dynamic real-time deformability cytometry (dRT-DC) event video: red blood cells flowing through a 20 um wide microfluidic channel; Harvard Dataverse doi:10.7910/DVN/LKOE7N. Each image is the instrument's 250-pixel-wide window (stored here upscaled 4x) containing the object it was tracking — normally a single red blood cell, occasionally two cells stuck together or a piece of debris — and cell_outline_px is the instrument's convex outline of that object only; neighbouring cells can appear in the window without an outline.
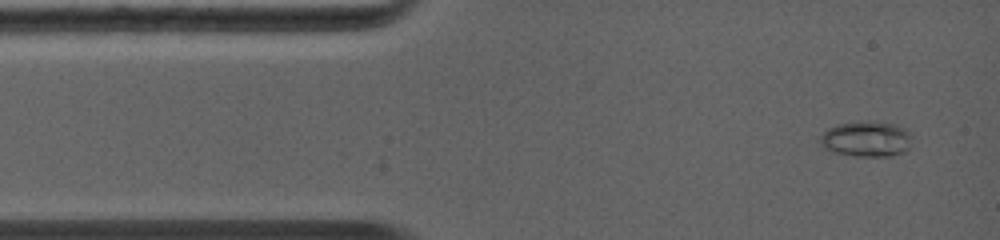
{"species": "common noctule bat (a hibernating species)", "species_latin": "Nyctalus noctula", "temperature_condition": "warm", "stored_images_in_passage": 47, "camera_frame_rate_fps": 5000, "um_per_image_px": 0.085, "animal": {"sex": "female", "body_mass_g": 19.0, "forearm_length_mm": 56.7}, "frame": {"image": 1, "passage_image": 4, "time_ms": 0.6, "image_size_px": [1000, 240], "cell_outline_px": [[912, 136], [908, 148], [904, 152], [888, 156], [860, 156], [836, 152], [828, 148], [820, 140], [820, 136], [828, 128], [836, 124], [896, 124], [904, 128]], "centroid_in_image_um": [73.69, 11.85], "position_along_channel_um": 11.3, "area_um2": 17.92}}
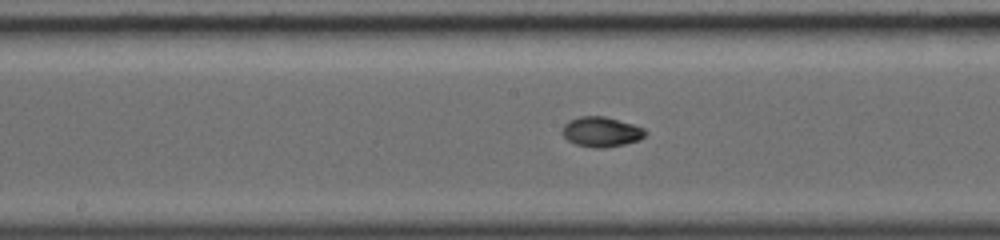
{"frame": {"image": 2, "passage_image": 26, "time_ms": 6.0, "image_size_px": [1000, 240], "cell_outline_px": [[648, 132], [640, 140], [624, 144], [604, 148], [592, 148], [576, 144], [568, 140], [560, 132], [564, 124], [580, 116], [604, 116], [632, 124], [644, 128]], "centroid_in_image_um": [51.11, 11.21], "position_along_channel_um": 197.1, "area_um2": 14.51}}
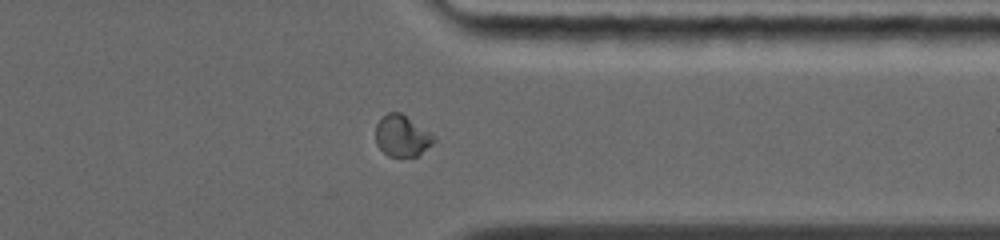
{"frame": {"image": 3, "passage_image": 39, "time_ms": 10.0, "image_size_px": [1000, 240], "cell_outline_px": [[436, 140], [432, 144], [416, 156], [388, 156], [376, 144], [376, 124], [388, 112], [400, 112], [436, 136]], "centroid_in_image_um": [34.17, 11.54], "position_along_channel_um": 377.2, "area_um2": 13.81}}